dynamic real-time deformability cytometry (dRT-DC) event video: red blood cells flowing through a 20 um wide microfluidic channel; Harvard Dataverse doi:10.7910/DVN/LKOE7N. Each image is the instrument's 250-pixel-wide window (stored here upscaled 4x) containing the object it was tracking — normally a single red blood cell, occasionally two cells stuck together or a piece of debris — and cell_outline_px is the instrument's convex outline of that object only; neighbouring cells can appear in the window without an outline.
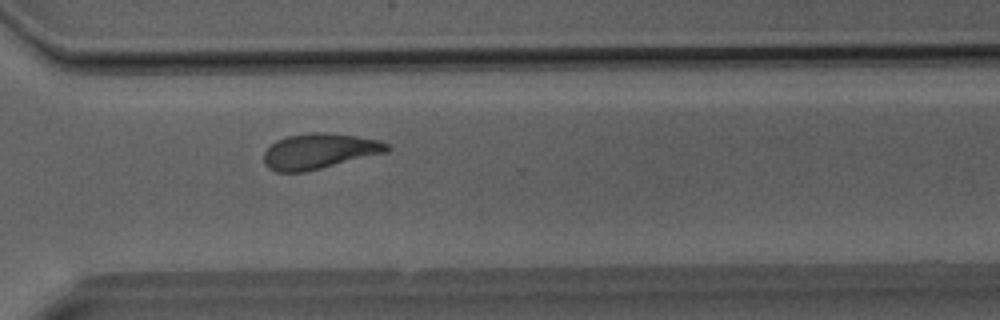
{"species": "Egyptian fruit bat (a non-hibernating species)", "species_latin": "Rousettus aegyptiacus", "temperature_condition": "room temperature", "stored_images_in_passage": 34, "camera_frame_rate_fps": 3000, "um_per_image_px": 0.085, "animal": {"sex": "male"}, "frame": {"image": 1, "passage_image": 24, "time_ms": 7.667, "image_size_px": [1000, 320], "cell_outline_px": [[392, 148], [388, 152], [304, 172], [276, 172], [268, 168], [264, 164], [264, 152], [276, 140], [288, 136], [308, 132], [324, 132], [356, 136], [376, 140], [388, 144]], "centroid_in_image_um": [27.13, 12.85], "position_along_channel_um": 343.5, "area_um2": 25.37}}
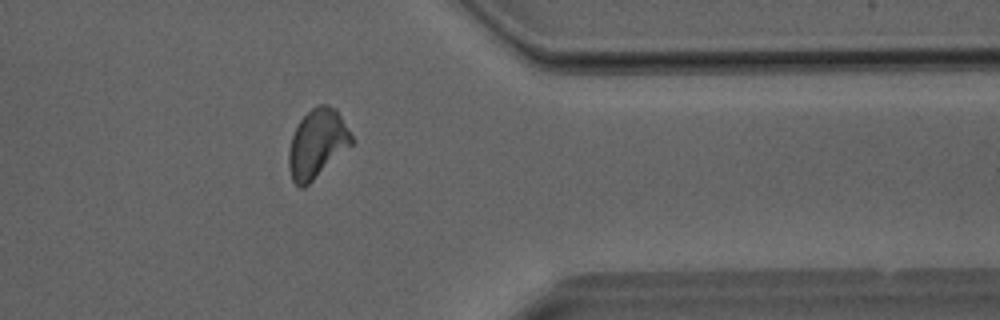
{"frame": {"image": 2, "passage_image": 27, "time_ms": 8.667, "image_size_px": [1000, 320], "cell_outline_px": [[356, 140], [352, 144], [304, 188], [300, 188], [292, 180], [288, 168], [288, 152], [292, 136], [300, 120], [316, 104], [328, 104], [336, 108]], "centroid_in_image_um": [26.97, 12.19], "position_along_channel_um": 384.4, "area_um2": 25.2}}
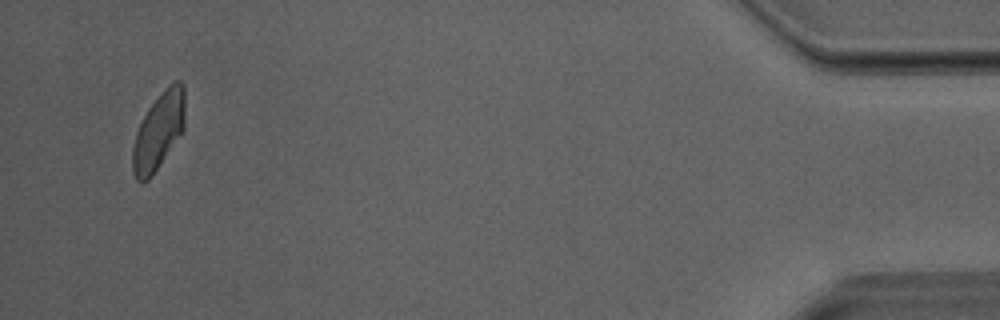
{"frame": {"image": 3, "passage_image": 33, "time_ms": 10.667, "image_size_px": [1000, 320], "cell_outline_px": [[184, 132], [152, 176], [148, 180], [136, 180], [132, 172], [132, 148], [136, 132], [148, 108], [168, 84], [176, 80], [180, 80], [184, 84]], "centroid_in_image_um": [13.5, 11.14], "position_along_channel_um": 421.7, "area_um2": 23.7}}